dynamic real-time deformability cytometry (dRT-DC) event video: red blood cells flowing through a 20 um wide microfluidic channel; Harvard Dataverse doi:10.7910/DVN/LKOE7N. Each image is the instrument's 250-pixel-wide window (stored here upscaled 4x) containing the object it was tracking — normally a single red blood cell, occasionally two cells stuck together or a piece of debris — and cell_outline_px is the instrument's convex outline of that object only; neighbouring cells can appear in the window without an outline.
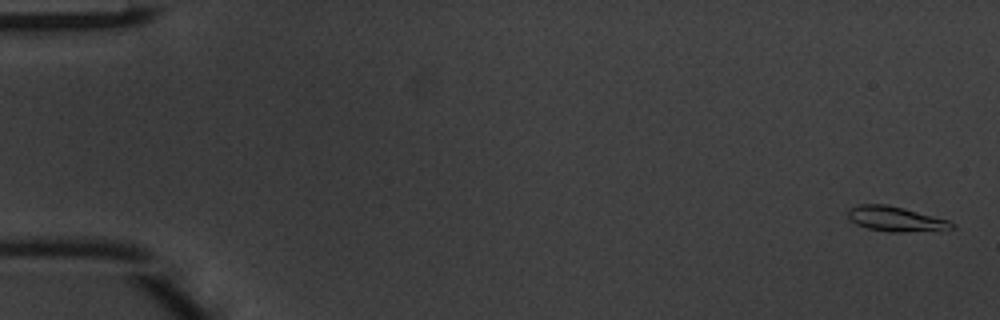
{"species": "common noctule bat (a hibernating species)", "species_latin": "Nyctalus noctula", "temperature_condition": "warm", "stored_images_in_passage": 51, "segment_of_instrument_passage": [1, 2], "camera_frame_rate_fps": 3000, "um_per_image_px": 0.085, "animal": {"sex": "male", "body_mass_g": 20.1, "forearm_length_mm": 53.5}, "frame": {"image": 1, "passage_image": 2, "time_ms": 0.333, "image_size_px": [1000, 320], "cell_outline_px": [[956, 228], [904, 232], [888, 232], [868, 228], [856, 224], [848, 216], [848, 208], [860, 204], [888, 204], [904, 208], [948, 220], [956, 224]], "centroid_in_image_um": [76.12, 18.6], "position_along_channel_um": 8.9, "area_um2": 14.97}}
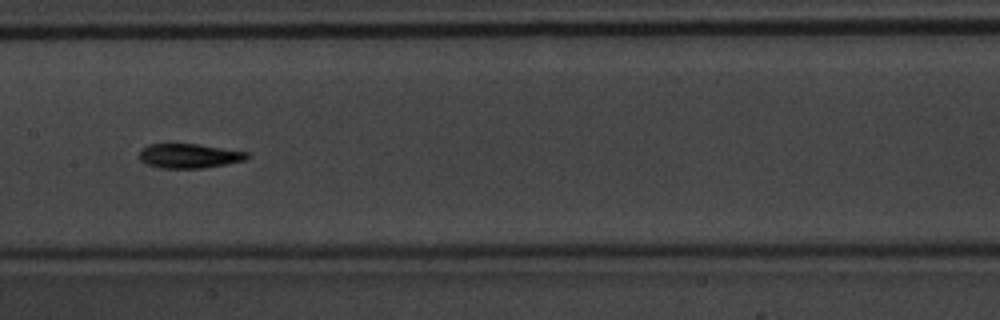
{"frame": {"image": 2, "passage_image": 26, "time_ms": 8.333, "image_size_px": [1000, 320], "cell_outline_px": [[248, 156], [244, 160], [204, 168], [160, 168], [148, 164], [140, 160], [140, 148], [148, 144], [200, 144], [248, 152]], "centroid_in_image_um": [16.05, 13.24], "position_along_channel_um": 191.4, "area_um2": 15.26}}
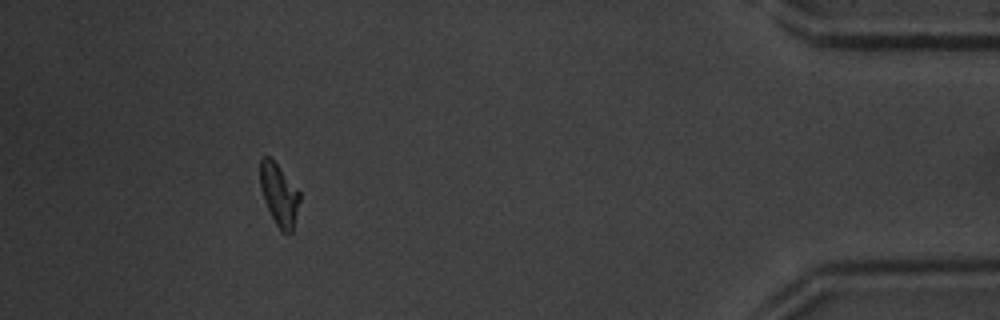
{"frame": {"image": 3, "passage_image": 46, "time_ms": 15.0, "image_size_px": [1000, 320], "cell_outline_px": [[300, 200], [292, 232], [284, 232], [276, 224], [264, 200], [260, 188], [260, 160], [264, 156], [268, 156], [276, 164], [300, 192]], "centroid_in_image_um": [23.71, 16.53], "position_along_channel_um": 411.5, "area_um2": 13.87}}